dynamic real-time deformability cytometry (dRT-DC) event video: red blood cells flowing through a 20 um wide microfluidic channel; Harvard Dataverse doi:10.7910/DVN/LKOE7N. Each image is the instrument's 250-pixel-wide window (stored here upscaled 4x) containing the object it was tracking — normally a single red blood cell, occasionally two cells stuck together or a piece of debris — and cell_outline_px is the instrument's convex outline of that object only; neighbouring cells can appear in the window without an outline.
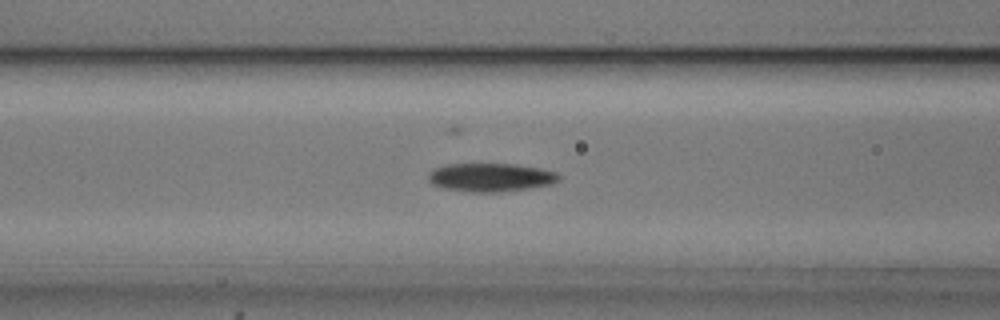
{"species": "common noctule bat (a hibernating species)", "species_latin": "Nyctalus noctula", "temperature_condition": "cold", "stored_images_in_passage": 55, "camera_frame_rate_fps": 3000, "um_per_image_px": 0.085, "animal": {"sex": "male", "body_mass_g": 20.5, "forearm_length_mm": 52.5}, "frame": {"image": 1, "passage_image": 22, "time_ms": 7.0, "image_size_px": [1000, 320], "cell_outline_px": [[560, 180], [552, 184], [528, 188], [500, 192], [472, 192], [444, 188], [432, 184], [428, 180], [428, 172], [432, 168], [448, 164], [516, 164], [540, 168], [556, 172], [560, 176]], "centroid_in_image_um": [41.69, 15.07], "position_along_channel_um": 124.9, "area_um2": 21.73}}
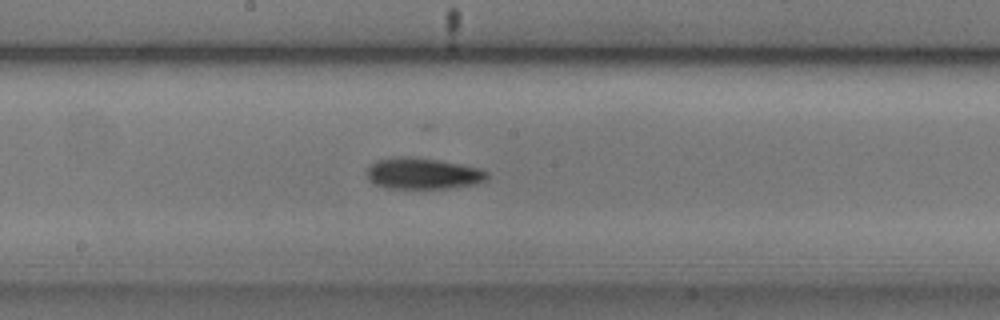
{"frame": {"image": 2, "passage_image": 29, "time_ms": 9.333, "image_size_px": [1000, 320], "cell_outline_px": [[488, 180], [476, 184], [448, 188], [388, 188], [376, 184], [368, 180], [368, 164], [376, 160], [396, 156], [416, 156], [460, 164], [480, 168], [488, 172]], "centroid_in_image_um": [35.95, 14.73], "position_along_channel_um": 212.3, "area_um2": 22.14}}
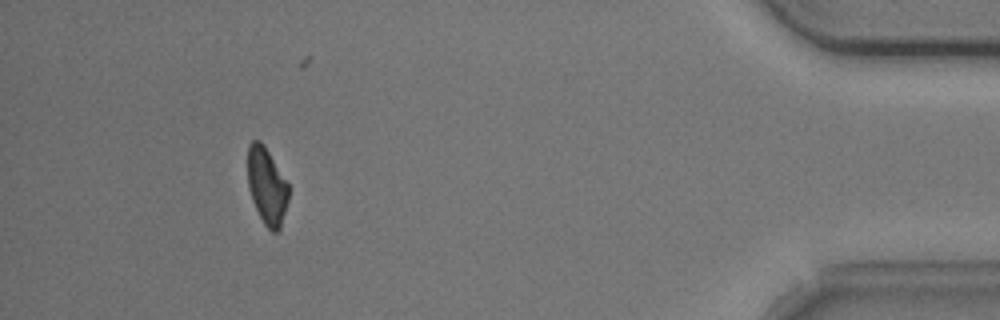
{"frame": {"image": 3, "passage_image": 50, "time_ms": 16.333, "image_size_px": [1000, 320], "cell_outline_px": [[288, 200], [280, 228], [276, 232], [272, 232], [264, 224], [252, 200], [248, 188], [248, 144], [252, 140], [260, 140], [264, 144], [288, 184]], "centroid_in_image_um": [22.67, 15.79], "position_along_channel_um": 412.5, "area_um2": 18.15}, "authors_computed_cell_mechanics": {"area_um2": 20.6346, "velocity_mm_per_s": 3.735, "shape_relaxation_time_tau1_ms": 3.855, "shape_relaxation_time_tau2_ms": null, "deformation_change_tau1": 0.1239, "deformation_change_tau2": null}}